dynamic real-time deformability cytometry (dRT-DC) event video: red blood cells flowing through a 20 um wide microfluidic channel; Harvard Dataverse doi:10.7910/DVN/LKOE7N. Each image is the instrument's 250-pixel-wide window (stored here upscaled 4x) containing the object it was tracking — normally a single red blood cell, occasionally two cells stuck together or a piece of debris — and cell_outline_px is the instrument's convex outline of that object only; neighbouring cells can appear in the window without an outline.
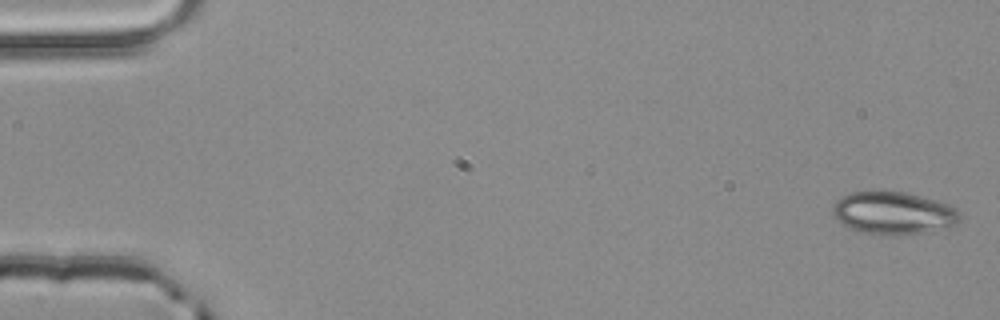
{"species": "common noctule bat (a hibernating species)", "species_latin": "Nyctalus noctula", "temperature_condition": "room temperature", "stored_images_in_passage": 4, "camera_frame_rate_fps": 3000, "um_per_image_px": 0.085, "animal": {"sex": "male", "body_mass_g": 20.4}, "frame": {"image": 1, "passage_image": 1, "time_ms": 0.0, "image_size_px": [1000, 320], "cell_outline_px": [[960, 220], [956, 224], [948, 228], [936, 232], [864, 232], [852, 228], [836, 220], [832, 212], [832, 208], [836, 200], [840, 196], [852, 192], [904, 192], [936, 200], [948, 204], [956, 208], [960, 212]], "centroid_in_image_um": [75.98, 18.07], "position_along_channel_um": 9.0, "area_um2": 30.81}}